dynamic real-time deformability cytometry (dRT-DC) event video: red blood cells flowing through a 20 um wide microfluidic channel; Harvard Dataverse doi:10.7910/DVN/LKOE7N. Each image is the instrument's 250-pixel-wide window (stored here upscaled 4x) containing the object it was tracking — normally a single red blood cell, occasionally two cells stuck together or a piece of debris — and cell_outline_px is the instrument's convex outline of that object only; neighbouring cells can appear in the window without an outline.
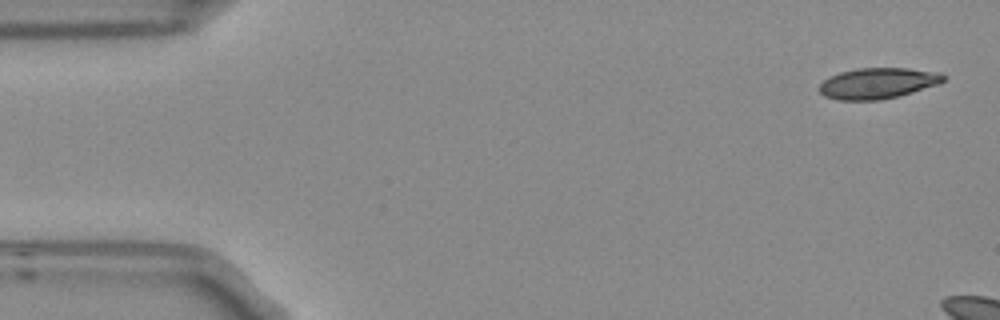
{"species": "Egyptian fruit bat (a non-hibernating species)", "species_latin": "Rousettus aegyptiacus", "temperature_condition": "room temperature", "stored_images_in_passage": 3, "camera_frame_rate_fps": 3000, "um_per_image_px": 0.085, "frame": {"image": 1, "passage_image": 1, "time_ms": 0.0, "image_size_px": [1000, 320], "cell_outline_px": [[944, 80], [936, 84], [912, 92], [880, 100], [840, 100], [824, 96], [820, 92], [820, 84], [824, 80], [840, 72], [856, 68], [908, 68], [940, 72], [944, 76]], "centroid_in_image_um": [74.59, 7.07], "position_along_channel_um": 10.4, "area_um2": 22.02}}